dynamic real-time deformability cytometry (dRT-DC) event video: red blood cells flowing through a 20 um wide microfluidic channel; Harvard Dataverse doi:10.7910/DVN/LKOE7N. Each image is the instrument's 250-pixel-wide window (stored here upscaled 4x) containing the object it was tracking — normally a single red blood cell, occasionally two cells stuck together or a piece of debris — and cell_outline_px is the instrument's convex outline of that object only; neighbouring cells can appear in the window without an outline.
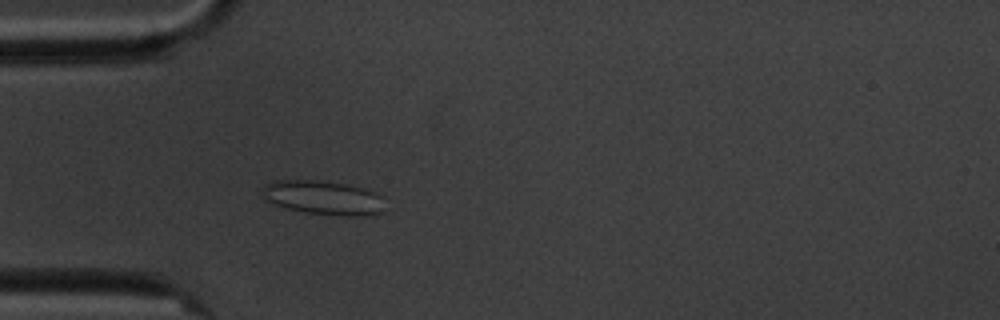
{"species": "common noctule bat (a hibernating species)", "species_latin": "Nyctalus noctula", "temperature_condition": "cold", "stored_images_in_passage": 5, "camera_frame_rate_fps": 3000, "um_per_image_px": 0.085, "animal": {"sex": "male", "body_mass_g": 20.1, "forearm_length_mm": 53.5}, "frame": {"image": 1, "passage_image": 5, "time_ms": 4.667, "image_size_px": [1000, 320], "cell_outline_px": [[380, 212], [360, 216], [344, 216], [308, 212], [288, 208], [264, 200], [264, 184], [276, 180], [316, 180], [344, 184], [360, 188], [372, 192], [380, 196]], "centroid_in_image_um": [27.4, 16.79], "position_along_channel_um": 57.6, "area_um2": 23.47}}